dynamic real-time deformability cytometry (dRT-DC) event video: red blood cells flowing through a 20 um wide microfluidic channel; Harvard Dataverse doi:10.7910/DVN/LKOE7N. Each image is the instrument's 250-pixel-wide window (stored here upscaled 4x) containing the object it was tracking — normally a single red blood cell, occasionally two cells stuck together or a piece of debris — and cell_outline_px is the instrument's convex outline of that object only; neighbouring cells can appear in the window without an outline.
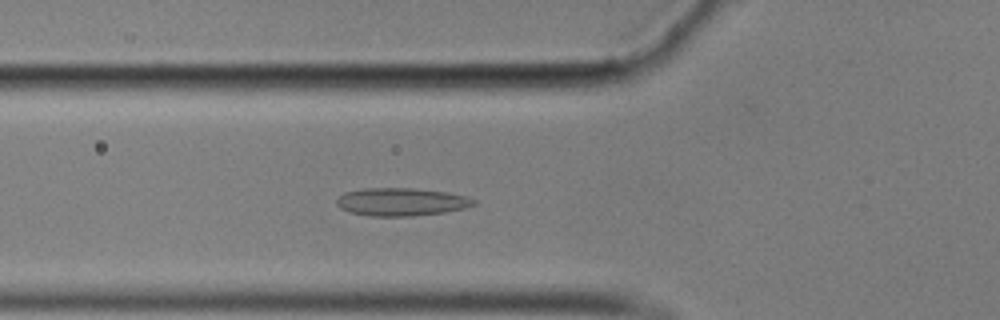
{"species": "common noctule bat (a hibernating species)", "species_latin": "Nyctalus noctula", "temperature_condition": "cold", "stored_images_in_passage": 58, "camera_frame_rate_fps": 3000, "um_per_image_px": 0.085, "animal": {"sex": "male", "body_mass_g": 17.9}, "frame": {"image": 1, "passage_image": 20, "time_ms": 6.333, "image_size_px": [1000, 320], "cell_outline_px": [[476, 204], [464, 208], [444, 212], [412, 216], [368, 216], [348, 212], [340, 208], [336, 204], [336, 200], [344, 192], [364, 188], [416, 188], [448, 192], [468, 196], [476, 200]], "centroid_in_image_um": [34.11, 17.15], "position_along_channel_um": 91.7, "area_um2": 22.54}}
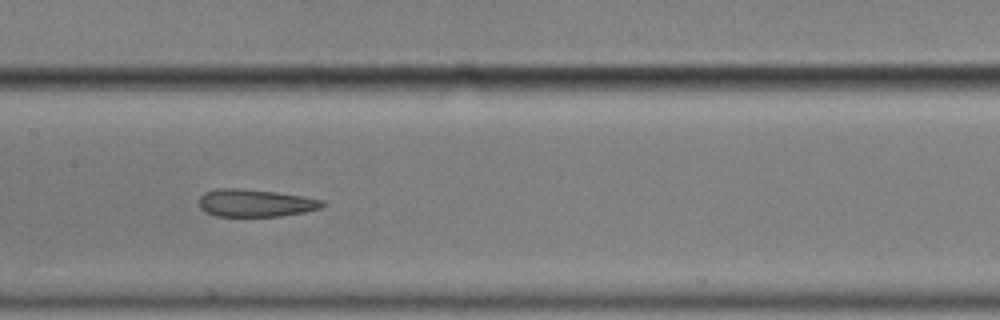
{"frame": {"image": 2, "passage_image": 28, "time_ms": 9.0, "image_size_px": [1000, 320], "cell_outline_px": [[328, 204], [320, 208], [304, 212], [280, 216], [216, 216], [204, 212], [200, 208], [200, 196], [204, 192], [216, 188], [236, 188], [276, 192], [304, 196], [324, 200]], "centroid_in_image_um": [21.72, 17.25], "position_along_channel_um": 185.7, "area_um2": 19.94}}
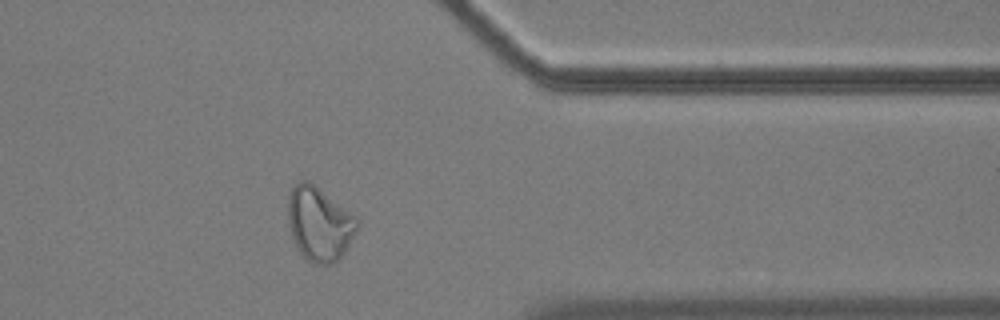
{"frame": {"image": 3, "passage_image": 46, "time_ms": 15.0, "image_size_px": [1000, 320], "cell_outline_px": [[360, 224], [356, 232], [340, 260], [332, 264], [312, 264], [300, 252], [292, 236], [288, 220], [288, 196], [292, 184], [300, 180], [308, 180], [356, 216], [360, 220]], "centroid_in_image_um": [27.15, 19.02], "position_along_channel_um": 384.2, "area_um2": 30.0}}